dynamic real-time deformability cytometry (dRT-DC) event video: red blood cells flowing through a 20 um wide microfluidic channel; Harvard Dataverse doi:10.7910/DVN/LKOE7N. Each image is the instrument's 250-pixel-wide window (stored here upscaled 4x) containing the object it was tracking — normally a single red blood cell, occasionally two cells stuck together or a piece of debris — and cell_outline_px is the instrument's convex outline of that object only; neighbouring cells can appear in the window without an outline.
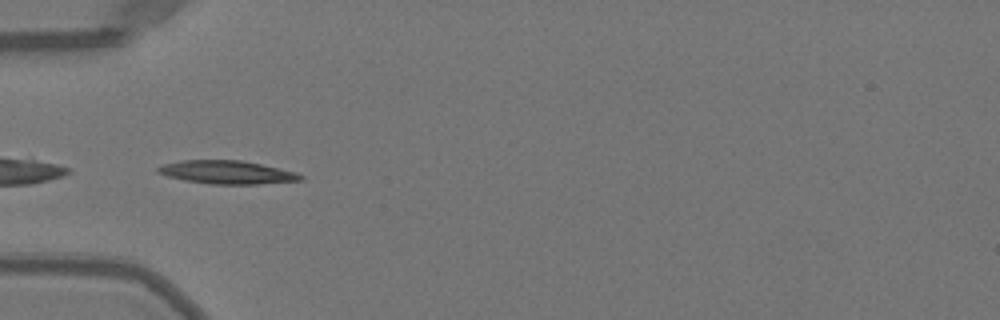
{"species": "Egyptian fruit bat (a non-hibernating species)", "species_latin": "Rousettus aegyptiacus", "temperature_condition": "warm", "stored_images_in_passage": 35, "camera_frame_rate_fps": 3000, "um_per_image_px": 0.085, "animal": {"sex": "female"}, "frame": {"image": 1, "passage_image": 1, "time_ms": 0.0, "image_size_px": [1000, 320], "cell_outline_px": [[304, 180], [256, 184], [212, 184], [184, 180], [168, 176], [156, 172], [156, 168], [164, 164], [180, 160], [240, 160], [260, 164], [296, 172], [304, 176]], "centroid_in_image_um": [19.29, 14.64], "position_along_channel_um": 65.7, "area_um2": 19.25}, "authors_computed_cell_mechanics": {"area_um2": 18.0914, "velocity_mm_per_s": 4.0005, "shape_relaxation_time_tau1_ms": 6.8656, "shape_relaxation_time_tau2_ms": 3.4397, "deformation_change_tau1": 0.2172, "deformation_change_tau2": 0.0771}}